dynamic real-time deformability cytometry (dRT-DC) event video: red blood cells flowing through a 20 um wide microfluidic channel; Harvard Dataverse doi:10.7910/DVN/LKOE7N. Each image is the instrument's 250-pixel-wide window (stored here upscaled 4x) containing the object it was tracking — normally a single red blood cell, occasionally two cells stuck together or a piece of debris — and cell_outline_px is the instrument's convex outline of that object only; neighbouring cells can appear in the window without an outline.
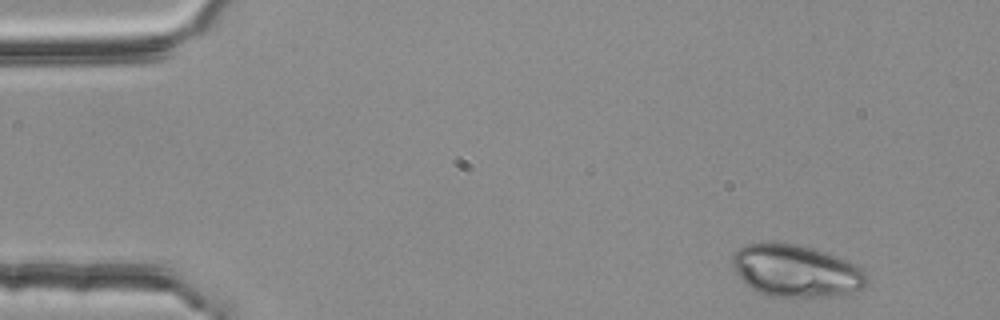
{"species": "common noctule bat (a hibernating species)", "species_latin": "Nyctalus noctula", "temperature_condition": "room temperature", "stored_images_in_passage": 3, "camera_frame_rate_fps": 3000, "um_per_image_px": 0.085, "animal": {"sex": "female", "body_mass_g": 25.1}, "frame": {"image": 1, "passage_image": 1, "time_ms": 0.0, "image_size_px": [1000, 320], "cell_outline_px": [[868, 284], [864, 288], [840, 296], [808, 300], [804, 300], [768, 296], [752, 288], [736, 272], [732, 264], [732, 252], [748, 244], [772, 240], [796, 244], [828, 252], [848, 260], [860, 268], [868, 276]], "centroid_in_image_um": [67.71, 23.05], "position_along_channel_um": 17.3, "area_um2": 42.31}}